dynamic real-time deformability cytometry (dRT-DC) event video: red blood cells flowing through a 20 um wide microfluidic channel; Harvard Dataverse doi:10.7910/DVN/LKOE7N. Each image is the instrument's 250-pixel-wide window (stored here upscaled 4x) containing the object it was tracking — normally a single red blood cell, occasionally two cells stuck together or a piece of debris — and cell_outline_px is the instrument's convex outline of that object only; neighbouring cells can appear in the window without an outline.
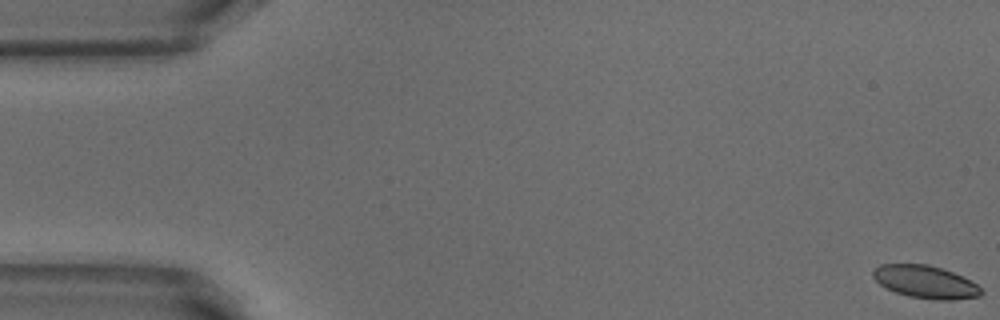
{"species": "common noctule bat (a hibernating species)", "species_latin": "Nyctalus noctula", "temperature_condition": "warm", "stored_images_in_passage": 53, "camera_frame_rate_fps": 3000, "um_per_image_px": 0.085, "animal": {"sex": "male", "body_mass_g": 18.8}, "frame": {"image": 1, "passage_image": 1, "time_ms": 0.0, "image_size_px": [1000, 320], "cell_outline_px": [[984, 292], [980, 296], [952, 300], [932, 300], [908, 296], [884, 288], [872, 276], [872, 272], [880, 264], [928, 264], [952, 272], [976, 284]], "centroid_in_image_um": [78.64, 23.97], "position_along_channel_um": 6.4, "area_um2": 20.52}}
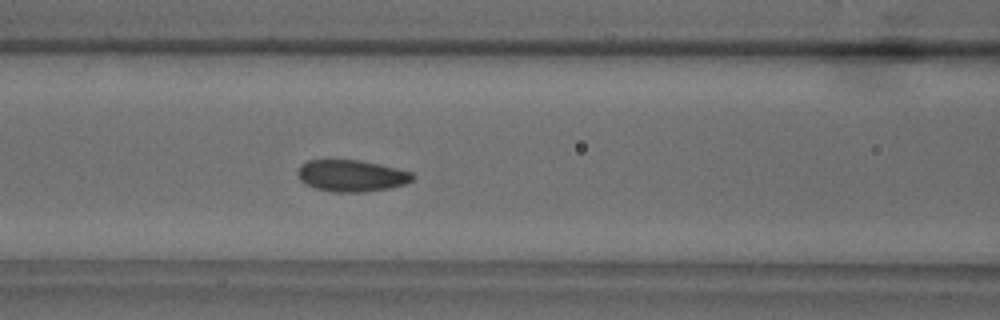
{"frame": {"image": 2, "passage_image": 22, "time_ms": 7.0, "image_size_px": [1000, 320], "cell_outline_px": [[416, 176], [412, 180], [404, 184], [388, 188], [364, 192], [332, 192], [316, 188], [304, 184], [300, 180], [296, 172], [300, 164], [308, 160], [360, 160], [380, 164], [412, 172]], "centroid_in_image_um": [29.85, 14.93], "position_along_channel_um": 136.8, "area_um2": 21.33}}
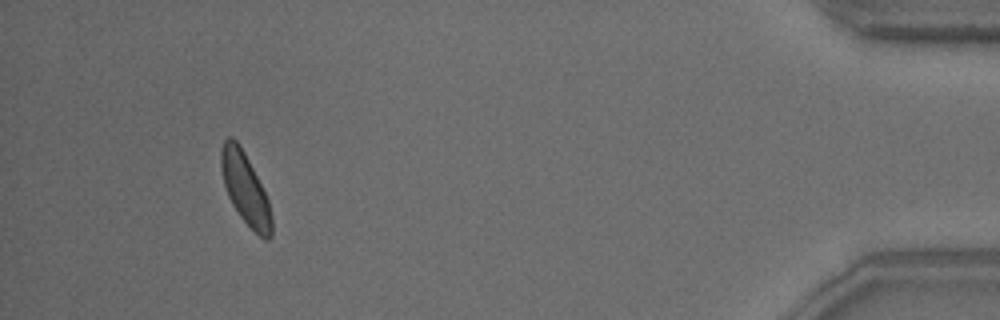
{"frame": {"image": 3, "passage_image": 49, "time_ms": 16.0, "image_size_px": [1000, 320], "cell_outline_px": [[272, 236], [268, 240], [264, 240], [240, 216], [232, 204], [228, 196], [224, 184], [220, 168], [220, 148], [224, 140], [228, 136], [232, 136], [240, 144], [268, 200], [272, 216]], "centroid_in_image_um": [20.82, 16.02], "position_along_channel_um": 414.4, "area_um2": 20.87}, "authors_computed_cell_mechanics": {"area_um2": 21.1548, "velocity_mm_per_s": 3.8471, "shape_relaxation_time_tau1_ms": 2.0613, "shape_relaxation_time_tau2_ms": null, "deformation_change_tau1": 0.0909, "deformation_change_tau2": null}}